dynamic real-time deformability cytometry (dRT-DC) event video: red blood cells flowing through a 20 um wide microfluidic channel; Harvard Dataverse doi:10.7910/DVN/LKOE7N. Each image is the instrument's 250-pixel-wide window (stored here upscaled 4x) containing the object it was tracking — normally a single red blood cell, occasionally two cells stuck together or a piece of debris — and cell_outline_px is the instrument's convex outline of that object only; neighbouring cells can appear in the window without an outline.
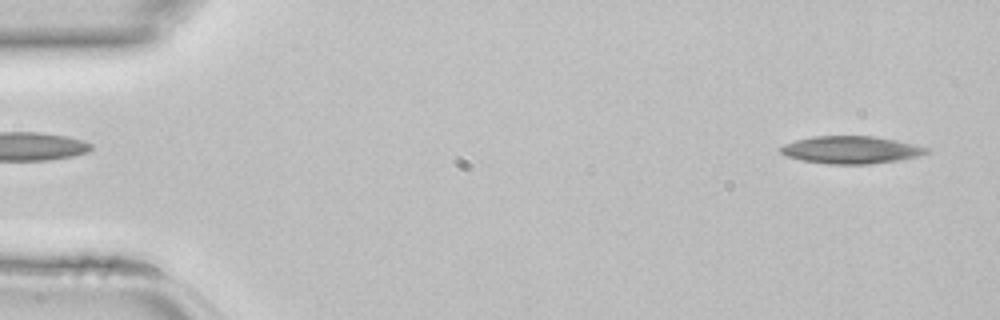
{"species": "common noctule bat (a hibernating species)", "species_latin": "Nyctalus noctula", "temperature_condition": "room temperature", "stored_images_in_passage": 8, "camera_frame_rate_fps": 3000, "um_per_image_px": 0.085, "animal": {"sex": "female", "body_mass_g": 22.7, "forearm_length_mm": 54.2}, "frame": {"image": 1, "passage_image": 1, "time_ms": 0.0, "image_size_px": [1000, 320], "cell_outline_px": [[928, 152], [920, 156], [872, 164], [828, 164], [804, 160], [788, 156], [780, 152], [780, 148], [784, 144], [796, 140], [812, 136], [876, 136], [896, 140], [928, 148]], "centroid_in_image_um": [72.33, 12.73], "position_along_channel_um": 12.7, "area_um2": 23.18}}